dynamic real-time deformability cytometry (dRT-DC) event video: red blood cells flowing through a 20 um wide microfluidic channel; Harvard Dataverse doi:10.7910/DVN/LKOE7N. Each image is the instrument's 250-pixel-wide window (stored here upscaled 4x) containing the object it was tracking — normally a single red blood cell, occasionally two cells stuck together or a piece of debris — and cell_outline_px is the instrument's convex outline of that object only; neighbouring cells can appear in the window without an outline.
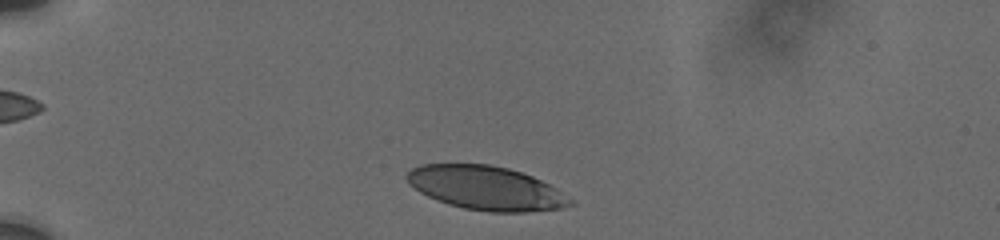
{"species": "human", "species_latin": "Homo sapiens", "temperature_condition": "cold", "stored_images_in_passage": 18, "camera_frame_rate_fps": 3000, "um_per_image_px": 0.085, "donor": {"sex": "male"}, "frame": {"image": 1, "passage_image": 2, "time_ms": 0.333, "image_size_px": [1000, 240], "cell_outline_px": [[576, 204], [560, 208], [524, 212], [488, 212], [464, 208], [448, 204], [436, 200], [420, 192], [408, 184], [404, 176], [412, 168], [420, 164], [488, 164], [508, 168], [532, 176], [556, 188], [572, 200]], "centroid_in_image_um": [41.27, 15.98], "position_along_channel_um": 43.7, "area_um2": 41.73}}
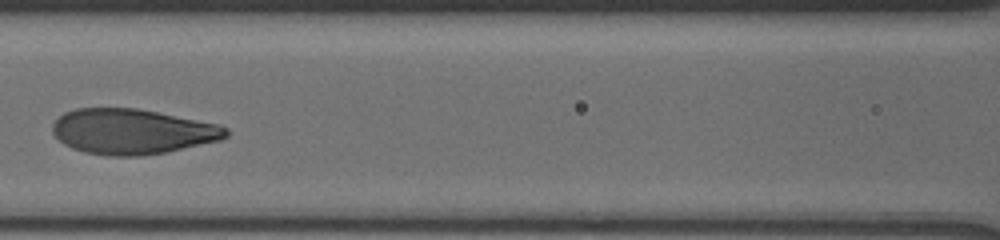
{"frame": {"image": 2, "passage_image": 13, "time_ms": 4.667, "image_size_px": [1000, 240], "cell_outline_px": [[228, 136], [220, 140], [168, 152], [140, 156], [108, 156], [84, 152], [72, 148], [64, 144], [52, 132], [52, 124], [64, 112], [76, 108], [136, 108], [220, 124], [228, 128]], "centroid_in_image_um": [11.25, 11.18], "position_along_channel_um": 155.4, "area_um2": 45.89}}
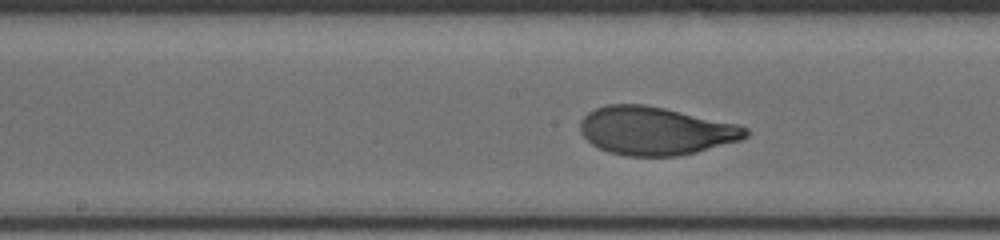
{"frame": {"image": 3, "passage_image": 16, "time_ms": 5.667, "image_size_px": [1000, 240], "cell_outline_px": [[748, 136], [740, 140], [696, 152], [676, 156], [624, 156], [608, 152], [592, 144], [580, 132], [580, 120], [588, 112], [596, 108], [608, 104], [644, 104], [664, 108], [740, 124], [748, 128]], "centroid_in_image_um": [55.72, 11.12], "position_along_channel_um": 192.5, "area_um2": 46.53}}